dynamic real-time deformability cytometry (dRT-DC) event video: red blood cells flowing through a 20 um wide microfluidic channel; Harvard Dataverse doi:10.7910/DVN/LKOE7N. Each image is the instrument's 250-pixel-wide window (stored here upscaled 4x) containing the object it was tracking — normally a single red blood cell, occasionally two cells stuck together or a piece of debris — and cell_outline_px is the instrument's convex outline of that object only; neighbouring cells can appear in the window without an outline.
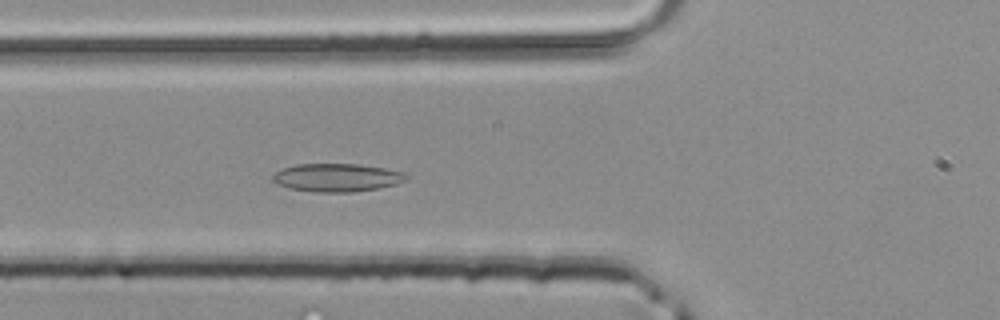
{"species": "common noctule bat (a hibernating species)", "species_latin": "Nyctalus noctula", "temperature_condition": "room temperature", "stored_images_in_passage": 44, "camera_frame_rate_fps": 3000, "um_per_image_px": 0.085, "animal": {"sex": "male", "body_mass_g": 20.4}, "frame": {"image": 1, "passage_image": 15, "time_ms": 4.667, "image_size_px": [1000, 320], "cell_outline_px": [[408, 180], [396, 184], [380, 188], [352, 192], [312, 192], [288, 188], [272, 180], [272, 176], [276, 172], [284, 168], [296, 164], [356, 164], [384, 168], [404, 172], [408, 176]], "centroid_in_image_um": [28.67, 15.1], "position_along_channel_um": 97.1, "area_um2": 21.91}}
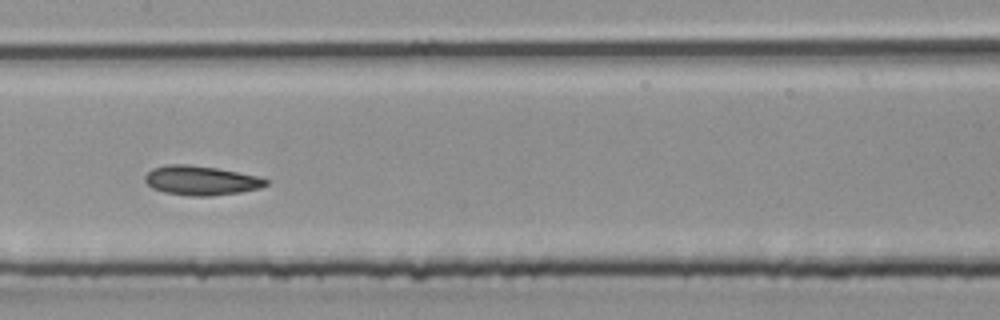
{"frame": {"image": 2, "passage_image": 21, "time_ms": 6.667, "image_size_px": [1000, 320], "cell_outline_px": [[268, 184], [260, 188], [240, 192], [208, 196], [192, 196], [164, 192], [152, 188], [144, 180], [144, 176], [152, 168], [168, 164], [188, 164], [216, 168], [256, 176], [268, 180]], "centroid_in_image_um": [17.05, 15.34], "position_along_channel_um": 190.4, "area_um2": 20.52}}
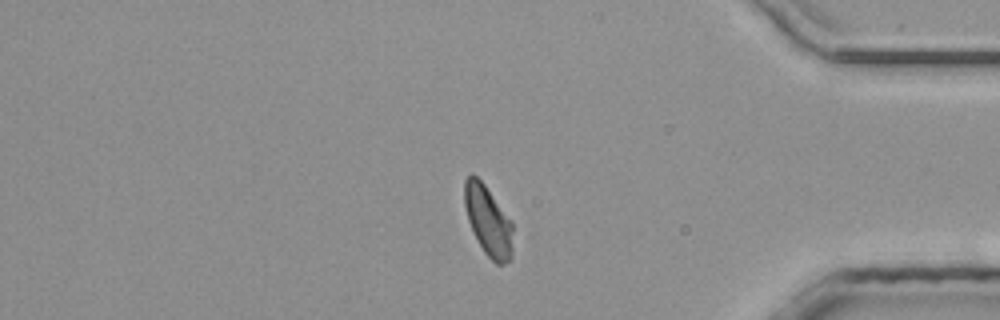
{"frame": {"image": 3, "passage_image": 36, "time_ms": 11.667, "image_size_px": [1000, 320], "cell_outline_px": [[512, 256], [504, 264], [496, 264], [484, 252], [468, 220], [464, 204], [464, 180], [472, 172], [484, 184], [512, 224]], "centroid_in_image_um": [41.47, 18.76], "position_along_channel_um": 393.7, "area_um2": 19.19}}